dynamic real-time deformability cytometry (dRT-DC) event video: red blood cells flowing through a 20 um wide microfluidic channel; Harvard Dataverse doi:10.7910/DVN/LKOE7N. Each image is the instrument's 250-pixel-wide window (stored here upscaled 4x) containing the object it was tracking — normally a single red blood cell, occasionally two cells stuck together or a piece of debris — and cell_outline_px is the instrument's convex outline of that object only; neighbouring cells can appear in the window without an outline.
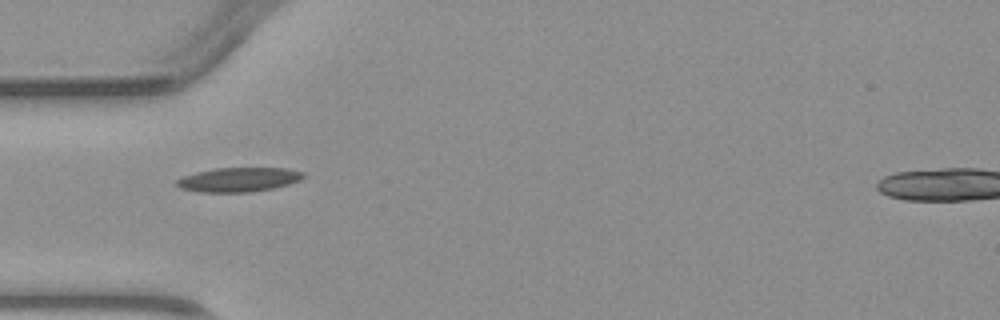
{"species": "common noctule bat (a hibernating species)", "species_latin": "Nyctalus noctula", "temperature_condition": "warm", "stored_images_in_passage": 6, "camera_frame_rate_fps": 3000, "um_per_image_px": 0.085, "animal": {"sex": "male", "body_mass_g": 23.1, "forearm_length_mm": 52.7}, "frame": {"image": 1, "passage_image": 5, "time_ms": 4.667, "image_size_px": [1000, 320], "cell_outline_px": [[308, 176], [300, 180], [288, 184], [272, 188], [252, 192], [200, 192], [180, 188], [176, 184], [176, 180], [180, 176], [196, 172], [216, 168], [284, 168], [304, 172]], "centroid_in_image_um": [20.28, 15.26], "position_along_channel_um": 64.7, "area_um2": 18.03}}
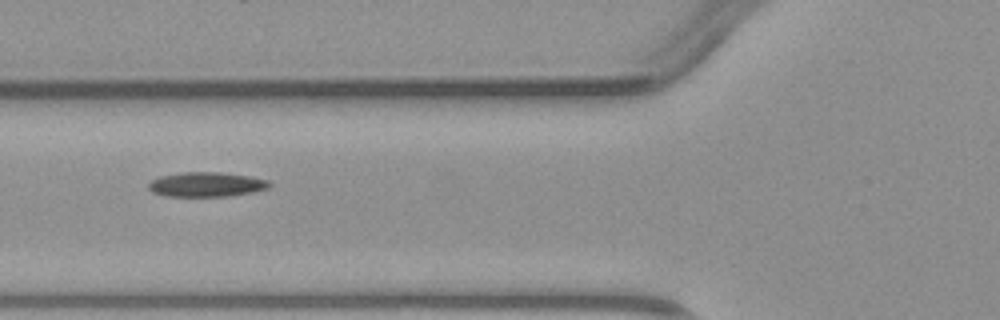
{"frame": {"image": 2, "passage_image": 6, "time_ms": 5.667, "image_size_px": [1000, 320], "cell_outline_px": [[272, 184], [268, 188], [252, 192], [228, 196], [164, 196], [152, 192], [148, 188], [148, 184], [152, 180], [160, 176], [180, 172], [220, 172], [248, 176], [268, 180]], "centroid_in_image_um": [17.52, 15.67], "position_along_channel_um": 108.3, "area_um2": 17.34}}